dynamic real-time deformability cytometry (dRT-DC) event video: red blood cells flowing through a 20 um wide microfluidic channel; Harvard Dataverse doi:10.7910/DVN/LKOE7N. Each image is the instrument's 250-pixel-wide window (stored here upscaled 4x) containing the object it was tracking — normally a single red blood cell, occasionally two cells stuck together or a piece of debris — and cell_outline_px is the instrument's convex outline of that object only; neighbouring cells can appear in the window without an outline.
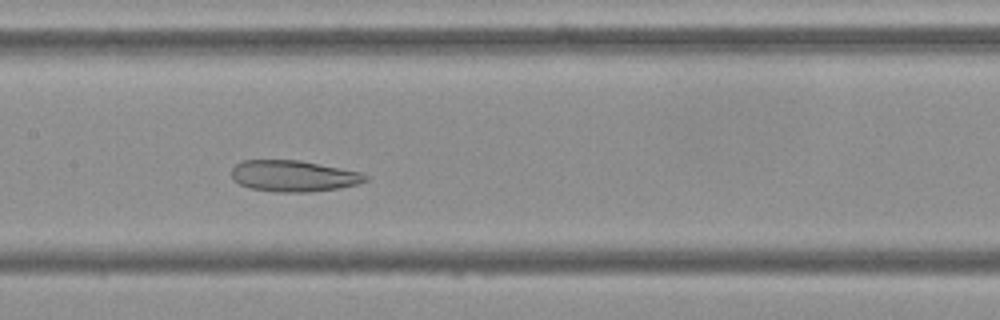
{"species": "Egyptian fruit bat (a non-hibernating species)", "species_latin": "Rousettus aegyptiacus", "temperature_condition": "cold", "stored_images_in_passage": 52, "camera_frame_rate_fps": 3000, "um_per_image_px": 0.085, "frame": {"image": 1, "passage_image": 24, "time_ms": 7.667, "image_size_px": [1000, 320], "cell_outline_px": [[368, 180], [356, 184], [336, 188], [308, 192], [276, 192], [252, 188], [240, 184], [232, 180], [232, 168], [236, 164], [244, 160], [300, 160], [360, 172], [368, 176]], "centroid_in_image_um": [24.92, 14.95], "position_along_channel_um": 182.5, "area_um2": 24.16}}
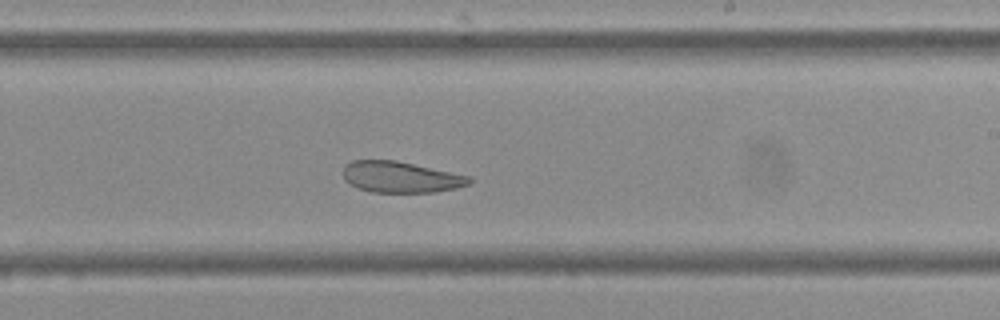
{"frame": {"image": 2, "passage_image": 30, "time_ms": 9.667, "image_size_px": [1000, 320], "cell_outline_px": [[472, 180], [468, 184], [456, 188], [436, 192], [372, 192], [356, 188], [348, 184], [344, 180], [344, 164], [352, 160], [396, 160], [472, 176]], "centroid_in_image_um": [34.04, 15.05], "position_along_channel_um": 255.0, "area_um2": 23.12}}
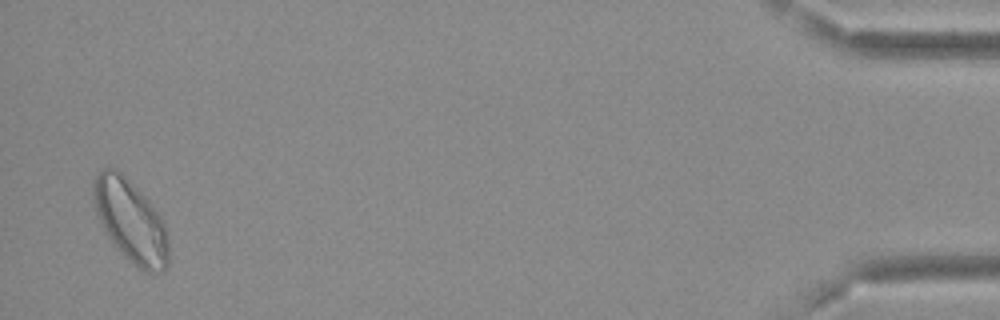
{"frame": {"image": 3, "passage_image": 51, "time_ms": 16.667, "image_size_px": [1000, 320], "cell_outline_px": [[168, 268], [160, 272], [144, 272], [116, 248], [108, 236], [96, 216], [92, 196], [92, 184], [96, 172], [104, 168], [116, 168], [148, 200], [160, 216], [164, 224], [168, 240]], "centroid_in_image_um": [11.07, 18.77], "position_along_channel_um": 424.1, "area_um2": 36.01}, "authors_computed_cell_mechanics": {"area_um2": 29.3624, "velocity_mm_per_s": 3.6379, "shape_relaxation_time_tau1_ms": null, "shape_relaxation_time_tau2_ms": 3.9462, "deformation_change_tau1": null, "deformation_change_tau2": 0.107}}